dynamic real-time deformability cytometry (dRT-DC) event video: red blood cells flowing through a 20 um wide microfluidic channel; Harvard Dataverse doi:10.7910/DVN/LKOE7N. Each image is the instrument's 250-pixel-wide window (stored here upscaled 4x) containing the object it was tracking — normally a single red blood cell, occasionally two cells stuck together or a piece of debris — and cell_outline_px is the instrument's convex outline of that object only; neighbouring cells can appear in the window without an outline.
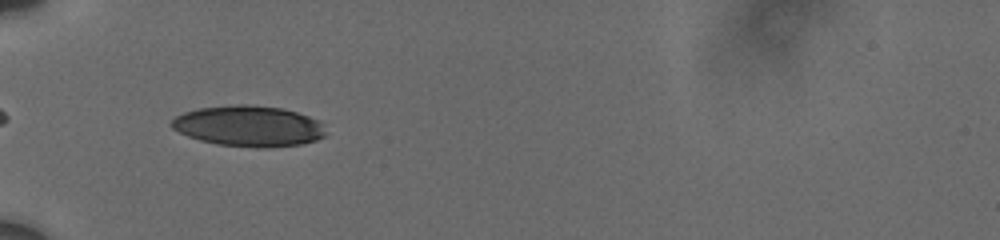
{"species": "human", "species_latin": "Homo sapiens", "temperature_condition": "cold", "stored_images_in_passage": 6, "camera_frame_rate_fps": 3000, "um_per_image_px": 0.085, "donor": {"sex": "male"}, "frame": {"image": 1, "passage_image": 3, "time_ms": 2.667, "image_size_px": [1000, 240], "cell_outline_px": [[324, 136], [316, 140], [300, 144], [268, 148], [260, 148], [216, 144], [200, 140], [188, 136], [172, 128], [168, 124], [176, 116], [184, 112], [200, 108], [236, 104], [244, 104], [284, 108], [308, 116], [324, 124]], "centroid_in_image_um": [21.13, 10.72], "position_along_channel_um": 63.9, "area_um2": 36.65}}
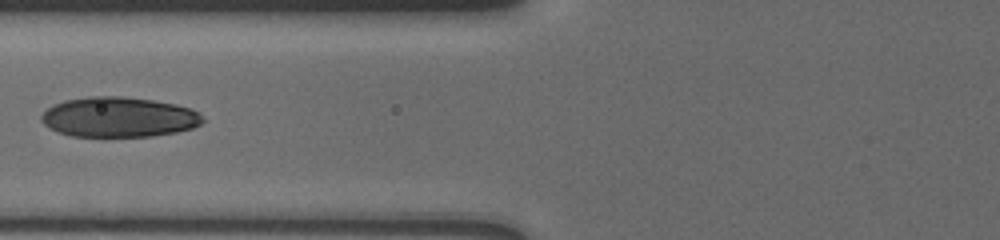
{"frame": {"image": 2, "passage_image": 5, "time_ms": 4.333, "image_size_px": [1000, 240], "cell_outline_px": [[204, 120], [200, 124], [192, 128], [176, 132], [152, 136], [72, 136], [60, 132], [44, 124], [40, 120], [40, 116], [52, 104], [64, 100], [92, 96], [124, 96], [152, 100], [176, 104], [192, 108]], "centroid_in_image_um": [10.09, 9.94], "position_along_channel_um": 115.7, "area_um2": 37.57}}
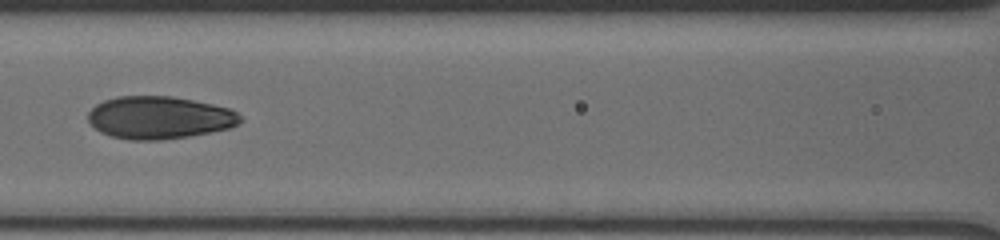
{"frame": {"image": 3, "passage_image": 6, "time_ms": 5.333, "image_size_px": [1000, 240], "cell_outline_px": [[244, 120], [228, 128], [188, 136], [160, 140], [128, 140], [112, 136], [100, 132], [88, 120], [88, 112], [96, 104], [104, 100], [116, 96], [172, 96], [212, 104], [228, 108], [236, 112]], "centroid_in_image_um": [13.51, 9.99], "position_along_channel_um": 153.1, "area_um2": 37.57}}